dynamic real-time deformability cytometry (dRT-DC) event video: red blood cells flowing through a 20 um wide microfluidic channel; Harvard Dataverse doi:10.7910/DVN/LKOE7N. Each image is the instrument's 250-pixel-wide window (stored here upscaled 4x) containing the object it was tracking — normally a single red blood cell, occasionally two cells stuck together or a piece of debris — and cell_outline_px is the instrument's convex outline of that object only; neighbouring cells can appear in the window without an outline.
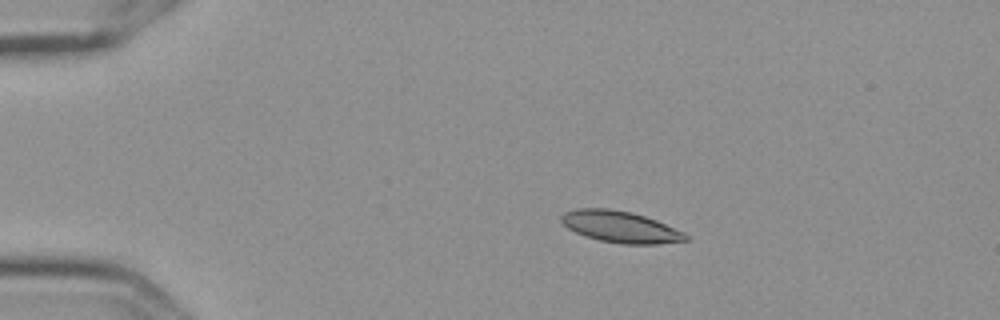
{"species": "Egyptian fruit bat (a non-hibernating species)", "species_latin": "Rousettus aegyptiacus", "temperature_condition": "cold", "stored_images_in_passage": 6, "camera_frame_rate_fps": 3000, "um_per_image_px": 0.085, "frame": {"image": 1, "passage_image": 4, "time_ms": 1.0, "image_size_px": [1000, 320], "cell_outline_px": [[688, 240], [656, 244], [620, 244], [600, 240], [584, 236], [568, 228], [560, 220], [560, 216], [564, 212], [576, 208], [608, 208], [632, 212], [656, 220], [684, 232], [688, 236]], "centroid_in_image_um": [52.71, 19.27], "position_along_channel_um": 32.3, "area_um2": 22.83}}